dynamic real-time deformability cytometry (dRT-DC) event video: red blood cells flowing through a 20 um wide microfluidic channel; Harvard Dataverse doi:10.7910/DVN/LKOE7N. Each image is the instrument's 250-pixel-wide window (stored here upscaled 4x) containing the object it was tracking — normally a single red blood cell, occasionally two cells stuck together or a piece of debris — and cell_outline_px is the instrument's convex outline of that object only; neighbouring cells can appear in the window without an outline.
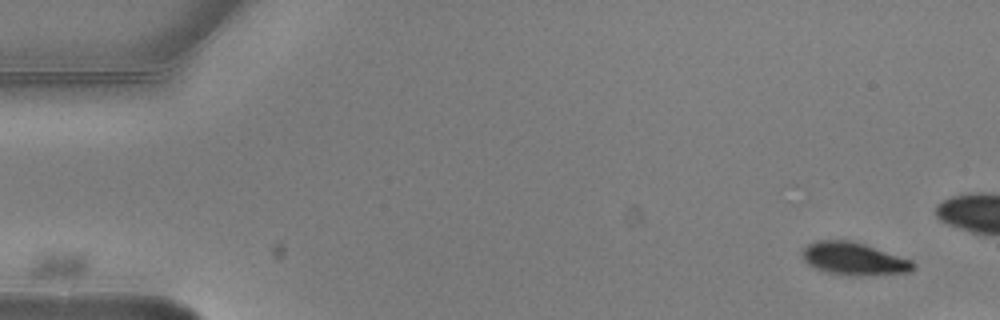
{"species": "common noctule bat (a hibernating species)", "species_latin": "Nyctalus noctula", "temperature_condition": "warm", "stored_images_in_passage": 3, "camera_frame_rate_fps": 3000, "um_per_image_px": 0.085, "animal": {"sex": "male", "body_mass_g": 20.5, "forearm_length_mm": 52.5}, "frame": {"image": 1, "passage_image": 1, "time_ms": 0.0, "image_size_px": [1000, 320], "cell_outline_px": [[88, 252], [84, 268], [80, 272], [72, 276], [36, 280], [32, 280], [32, 268], [36, 256], [40, 252], [48, 248], [84, 248]], "centroid_in_image_um": [5.0, 22.36], "position_along_channel_um": 80.0, "area_um2": 10.46}}